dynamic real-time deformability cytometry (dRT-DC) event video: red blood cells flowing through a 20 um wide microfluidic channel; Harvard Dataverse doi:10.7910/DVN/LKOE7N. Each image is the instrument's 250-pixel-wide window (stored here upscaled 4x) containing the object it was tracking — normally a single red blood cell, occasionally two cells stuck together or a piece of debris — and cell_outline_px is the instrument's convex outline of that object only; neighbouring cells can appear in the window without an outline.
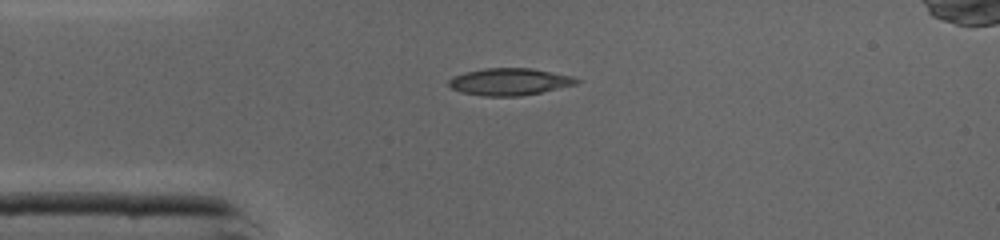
{"species": "common noctule bat (a hibernating species)", "species_latin": "Nyctalus noctula", "temperature_condition": "cold", "stored_images_in_passage": 37, "camera_frame_rate_fps": 3000, "um_per_image_px": 0.085, "animal": {"sex": "male", "body_mass_g": 19.0, "forearm_length_mm": 50.8}, "frame": {"image": 1, "passage_image": 1, "time_ms": 0.0, "image_size_px": [1000, 240], "cell_outline_px": [[580, 80], [576, 84], [540, 92], [520, 96], [484, 96], [460, 92], [452, 88], [448, 84], [448, 80], [452, 76], [464, 72], [484, 68], [532, 68], [572, 76]], "centroid_in_image_um": [43.26, 6.94], "position_along_channel_um": 41.7, "area_um2": 20.11}}
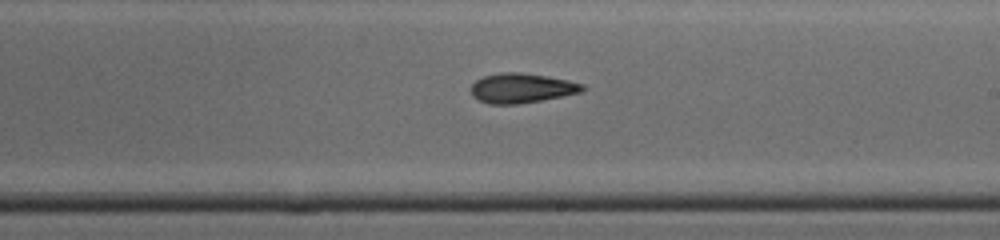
{"frame": {"image": 2, "passage_image": 16, "time_ms": 5.0, "image_size_px": [1000, 240], "cell_outline_px": [[588, 88], [580, 92], [540, 100], [516, 104], [488, 104], [472, 96], [472, 84], [476, 80], [484, 76], [500, 72], [520, 72], [568, 80], [584, 84]], "centroid_in_image_um": [44.33, 7.48], "position_along_channel_um": 244.7, "area_um2": 19.07}}
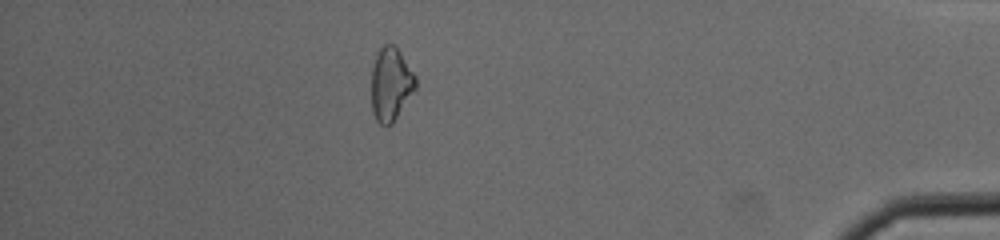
{"frame": {"image": 3, "passage_image": 30, "time_ms": 9.667, "image_size_px": [1000, 240], "cell_outline_px": [[416, 88], [392, 124], [380, 124], [376, 120], [372, 112], [372, 68], [376, 52], [384, 44], [396, 44], [416, 76]], "centroid_in_image_um": [33.22, 7.11], "position_along_channel_um": 402.0, "area_um2": 19.02}, "authors_computed_cell_mechanics": {"area_um2": 19.363, "velocity_mm_per_s": 4.3993, "shape_relaxation_time_tau1_ms": 3.8519, "shape_relaxation_time_tau2_ms": 8.1721, "deformation_change_tau1": 0.1511, "deformation_change_tau2": 0.1853}}